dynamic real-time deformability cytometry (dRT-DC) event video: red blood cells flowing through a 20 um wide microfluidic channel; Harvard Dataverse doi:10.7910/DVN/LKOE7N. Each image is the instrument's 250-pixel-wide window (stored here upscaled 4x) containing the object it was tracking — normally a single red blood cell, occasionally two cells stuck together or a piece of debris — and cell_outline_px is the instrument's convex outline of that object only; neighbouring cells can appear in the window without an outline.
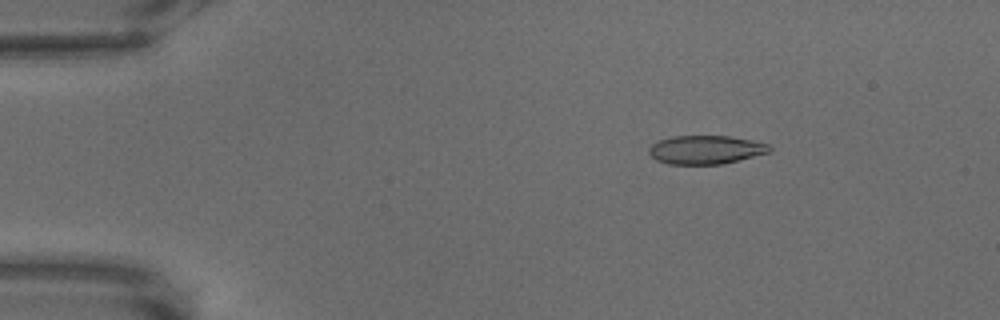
{"species": "common noctule bat (a hibernating species)", "species_latin": "Nyctalus noctula", "temperature_condition": "warm", "stored_images_in_passage": 69, "camera_frame_rate_fps": 3000, "um_per_image_px": 0.085, "animal": {"sex": "male", "body_mass_g": 18.8}, "frame": {"image": 1, "passage_image": 10, "time_ms": 3.0, "image_size_px": [1000, 320], "cell_outline_px": [[768, 152], [720, 164], [672, 164], [660, 160], [652, 156], [652, 144], [660, 140], [676, 136], [724, 136], [748, 140], [768, 144]], "centroid_in_image_um": [59.97, 12.72], "position_along_channel_um": 25.0, "area_um2": 19.07}}
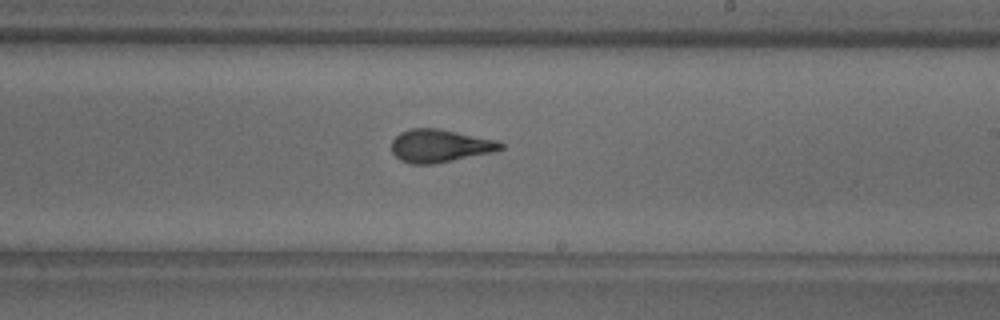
{"frame": {"image": 2, "passage_image": 41, "time_ms": 13.333, "image_size_px": [1000, 320], "cell_outline_px": [[504, 148], [488, 152], [428, 164], [412, 164], [400, 160], [392, 152], [392, 140], [400, 132], [412, 128], [436, 128], [492, 140], [504, 144]], "centroid_in_image_um": [37.28, 12.38], "position_along_channel_um": 251.7, "area_um2": 20.0}}
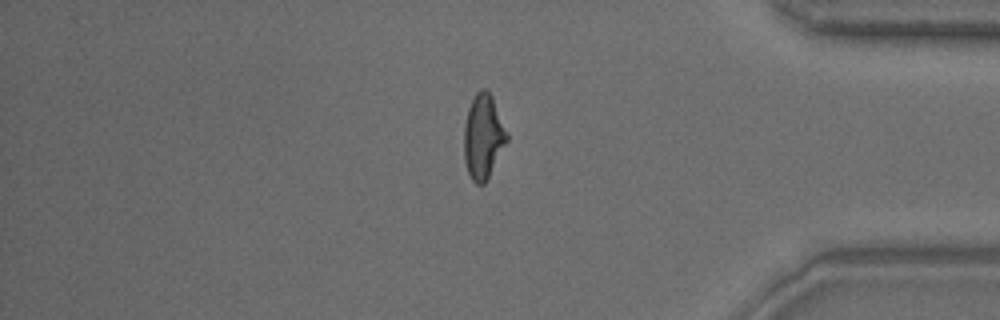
{"frame": {"image": 3, "passage_image": 58, "time_ms": 19.0, "image_size_px": [1000, 320], "cell_outline_px": [[508, 140], [484, 184], [476, 184], [472, 180], [468, 172], [464, 156], [464, 128], [468, 108], [476, 92], [484, 88], [492, 96], [508, 132]], "centroid_in_image_um": [41.08, 11.6], "position_along_channel_um": 394.1, "area_um2": 20.92}}